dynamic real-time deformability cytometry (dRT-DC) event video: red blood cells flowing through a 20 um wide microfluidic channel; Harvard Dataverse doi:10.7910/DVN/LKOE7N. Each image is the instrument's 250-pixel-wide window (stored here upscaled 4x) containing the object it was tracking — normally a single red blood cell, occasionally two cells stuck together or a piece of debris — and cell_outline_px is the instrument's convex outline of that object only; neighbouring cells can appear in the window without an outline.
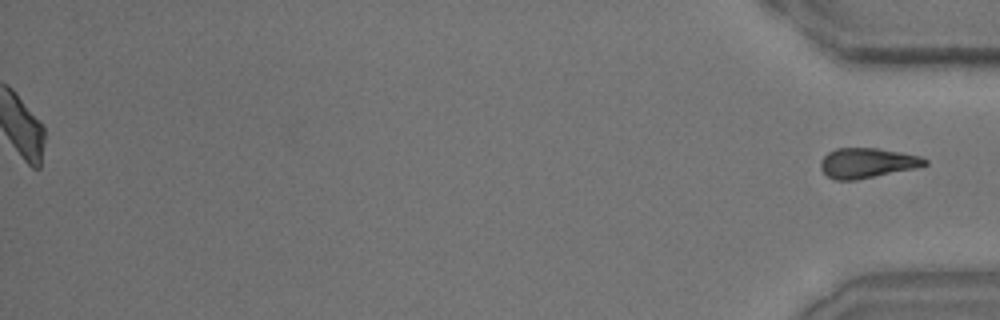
{"species": "common noctule bat (a hibernating species)", "species_latin": "Nyctalus noctula", "temperature_condition": "room temperature", "stored_images_in_passage": 29, "segment_of_instrument_passage": [2, 2], "camera_frame_rate_fps": 3000, "um_per_image_px": 0.085, "animal": {"sex": "male", "body_mass_g": 15.6}, "frame": {"image": 1, "passage_image": 29, "time_ms": 9.333, "image_size_px": [1000, 320], "cell_outline_px": [[928, 164], [916, 168], [856, 180], [836, 180], [828, 176], [820, 168], [820, 160], [828, 152], [836, 148], [876, 148], [900, 152], [920, 156], [928, 160]], "centroid_in_image_um": [73.7, 13.85], "position_along_channel_um": 361.5, "area_um2": 18.21}}